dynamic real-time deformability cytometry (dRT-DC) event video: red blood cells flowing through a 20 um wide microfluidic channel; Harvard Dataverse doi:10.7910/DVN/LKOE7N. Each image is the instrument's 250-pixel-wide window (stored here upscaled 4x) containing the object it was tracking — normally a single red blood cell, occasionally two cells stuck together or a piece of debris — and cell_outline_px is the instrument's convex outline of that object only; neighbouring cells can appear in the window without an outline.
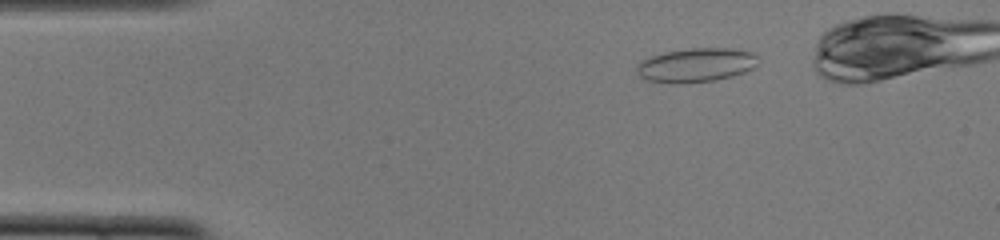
{"species": "common noctule bat (a hibernating species)", "species_latin": "Nyctalus noctula", "temperature_condition": "cold", "stored_images_in_passage": 42, "camera_frame_rate_fps": 3000, "um_per_image_px": 0.085, "animal": {"sex": "female", "body_mass_g": 22.0, "forearm_length_mm": 56.7}, "frame": {"image": 1, "passage_image": 5, "time_ms": 1.333, "image_size_px": [1000, 240], "cell_outline_px": [[756, 64], [752, 68], [744, 72], [732, 76], [716, 80], [684, 84], [672, 84], [648, 80], [640, 76], [636, 72], [636, 68], [648, 56], [664, 52], [692, 48], [728, 48], [752, 52], [756, 56]], "centroid_in_image_um": [59.13, 5.54], "position_along_channel_um": 25.9, "area_um2": 24.04}}
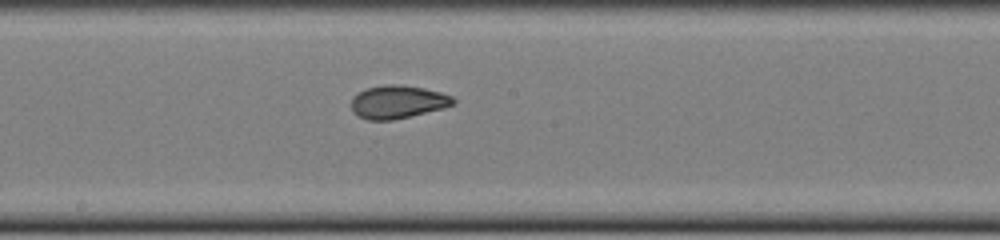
{"frame": {"image": 2, "passage_image": 24, "time_ms": 7.667, "image_size_px": [1000, 240], "cell_outline_px": [[456, 104], [444, 108], [392, 120], [368, 120], [356, 116], [352, 112], [352, 96], [368, 88], [384, 84], [400, 84], [424, 88], [440, 92], [452, 96], [456, 100]], "centroid_in_image_um": [33.81, 8.66], "position_along_channel_um": 214.4, "area_um2": 19.77}}
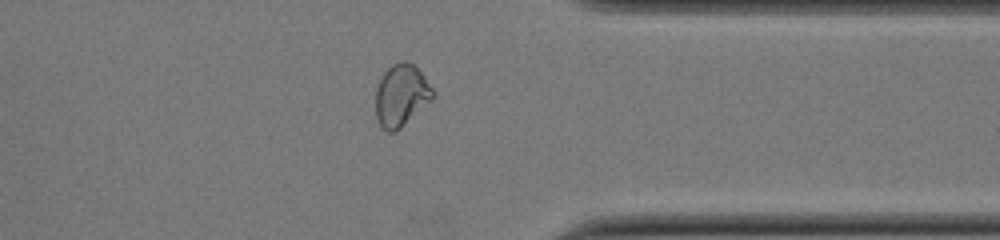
{"frame": {"image": 3, "passage_image": 37, "time_ms": 12.0, "image_size_px": [1000, 240], "cell_outline_px": [[436, 96], [432, 100], [396, 132], [388, 132], [380, 124], [376, 116], [376, 88], [384, 72], [392, 64], [400, 60], [408, 60], [424, 76], [436, 92]], "centroid_in_image_um": [34.13, 8.09], "position_along_channel_um": 377.3, "area_um2": 20.75}, "authors_computed_cell_mechanics": {"area_um2": 20.2011, "velocity_mm_per_s": 3.9007, "shape_relaxation_time_tau1_ms": null, "shape_relaxation_time_tau2_ms": 1.4212, "deformation_change_tau1": null, "deformation_change_tau2": 0.0651}}